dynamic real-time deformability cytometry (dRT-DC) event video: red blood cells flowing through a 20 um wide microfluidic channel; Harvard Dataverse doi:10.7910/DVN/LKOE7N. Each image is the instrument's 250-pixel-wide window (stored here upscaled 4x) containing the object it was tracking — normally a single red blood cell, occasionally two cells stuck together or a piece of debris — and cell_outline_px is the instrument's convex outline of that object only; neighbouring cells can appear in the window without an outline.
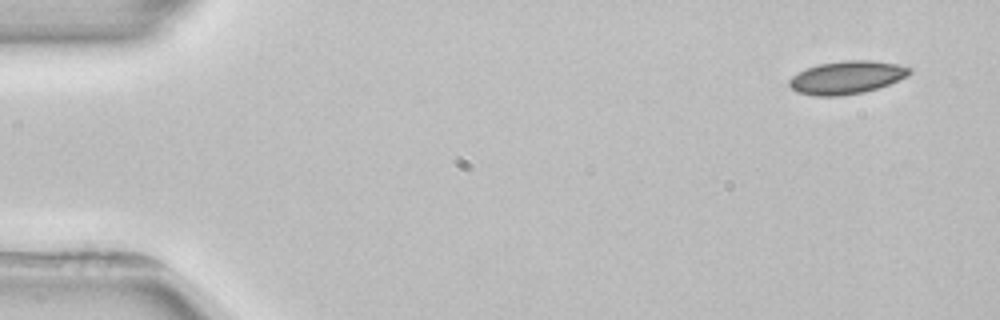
{"species": "common noctule bat (a hibernating species)", "species_latin": "Nyctalus noctula", "temperature_condition": "room temperature", "stored_images_in_passage": 4, "camera_frame_rate_fps": 3000, "um_per_image_px": 0.085, "animal": {"sex": "female", "body_mass_g": 22.7, "forearm_length_mm": 54.2}, "frame": {"image": 1, "passage_image": 1, "time_ms": 0.0, "image_size_px": [1000, 320], "cell_outline_px": [[912, 72], [908, 76], [888, 84], [864, 92], [840, 96], [812, 96], [796, 92], [788, 84], [788, 80], [792, 76], [808, 68], [820, 64], [844, 60], [872, 60], [896, 64], [912, 68]], "centroid_in_image_um": [71.97, 6.59], "position_along_channel_um": 13.0, "area_um2": 23.06}}
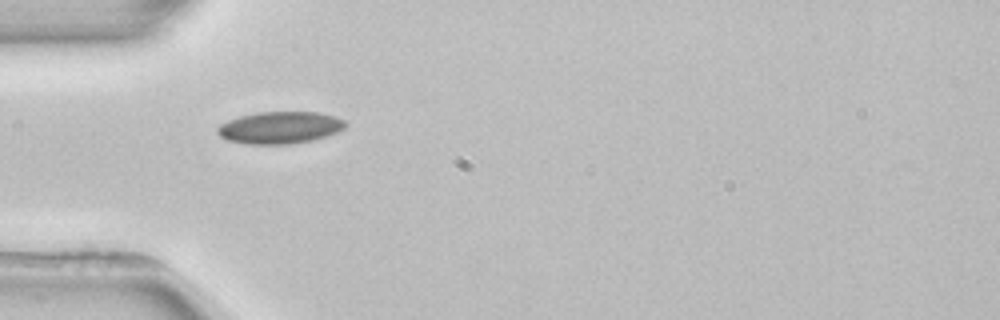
{"frame": {"image": 2, "passage_image": 3, "time_ms": 4.333, "image_size_px": [1000, 320], "cell_outline_px": [[348, 124], [344, 128], [336, 132], [312, 140], [288, 144], [244, 144], [228, 140], [220, 136], [216, 132], [216, 128], [220, 124], [228, 120], [240, 116], [256, 112], [320, 112], [336, 116], [344, 120]], "centroid_in_image_um": [23.77, 10.84], "position_along_channel_um": 61.2, "area_um2": 23.99}}